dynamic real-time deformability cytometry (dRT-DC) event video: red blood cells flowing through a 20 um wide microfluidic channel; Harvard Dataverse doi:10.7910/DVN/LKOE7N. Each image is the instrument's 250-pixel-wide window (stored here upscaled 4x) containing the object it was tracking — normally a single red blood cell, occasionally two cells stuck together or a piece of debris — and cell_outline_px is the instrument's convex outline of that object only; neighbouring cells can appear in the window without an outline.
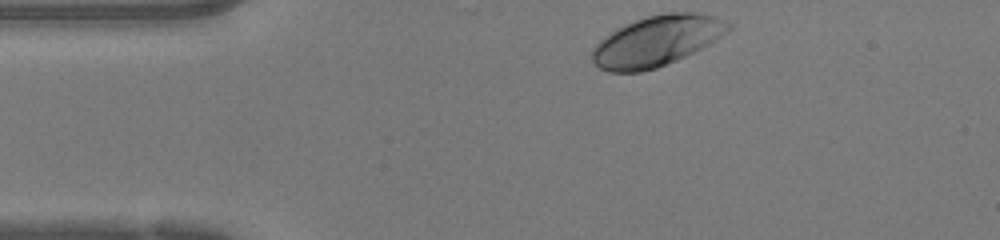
{"species": "human", "species_latin": "Homo sapiens", "temperature_condition": "warm", "stored_images_in_passage": 32, "camera_frame_rate_fps": 3000, "um_per_image_px": 0.085, "donor": {"sex": "female"}, "frame": {"image": 1, "passage_image": 1, "time_ms": 0.0, "image_size_px": [1000, 240], "cell_outline_px": [[732, 28], [708, 44], [676, 60], [656, 68], [640, 72], [608, 72], [600, 68], [592, 60], [592, 48], [604, 36], [616, 28], [636, 20], [648, 16], [664, 12], [696, 12], [712, 16], [732, 24]], "centroid_in_image_um": [55.78, 3.48], "position_along_channel_um": 29.2, "area_um2": 39.65}}
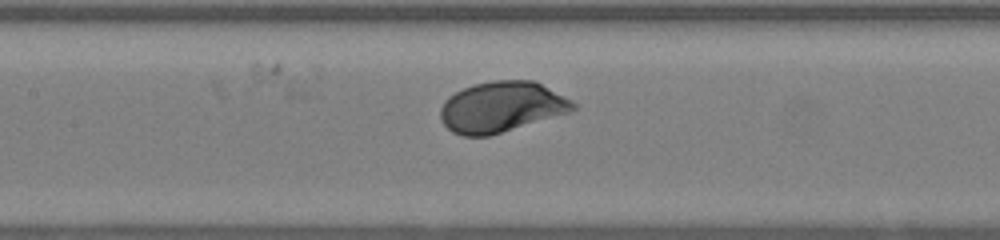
{"frame": {"image": 2, "passage_image": 14, "time_ms": 4.333, "image_size_px": [1000, 240], "cell_outline_px": [[576, 108], [568, 112], [488, 136], [464, 136], [452, 132], [440, 120], [440, 108], [444, 100], [448, 96], [472, 84], [492, 80], [536, 80], [572, 100], [576, 104]], "centroid_in_image_um": [42.6, 9.07], "position_along_channel_um": 164.8, "area_um2": 39.07}}
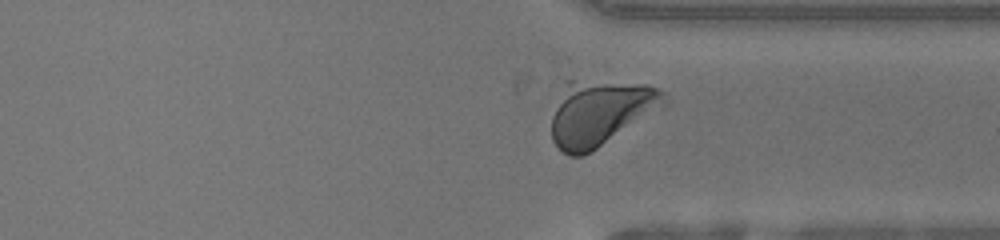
{"frame": {"image": 3, "passage_image": 28, "time_ms": 9.0, "image_size_px": [1000, 240], "cell_outline_px": [[672, 100], [668, 104], [596, 148], [580, 156], [568, 156], [552, 140], [552, 116], [564, 80], [572, 80], [644, 84], [656, 88], [664, 92]], "centroid_in_image_um": [51.02, 9.56], "position_along_channel_um": 360.4, "area_um2": 42.71}, "authors_computed_cell_mechanics": {"area_um2": 39.0728, "velocity_mm_per_s": 4.1985, "shape_relaxation_time_tau1_ms": 1.5396, "shape_relaxation_time_tau2_ms": null, "deformation_change_tau1": 0.1197, "deformation_change_tau2": null}}